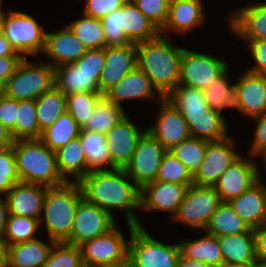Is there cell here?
I'll use <instances>...</instances> for the list:
<instances>
[{"mask_svg":"<svg viewBox=\"0 0 266 267\" xmlns=\"http://www.w3.org/2000/svg\"><path fill=\"white\" fill-rule=\"evenodd\" d=\"M125 168L89 172L80 182L83 198L111 212L124 210L127 223L143 227L133 210H141V188L129 181Z\"/></svg>","mask_w":266,"mask_h":267,"instance_id":"6da1fadb","label":"cell"},{"mask_svg":"<svg viewBox=\"0 0 266 267\" xmlns=\"http://www.w3.org/2000/svg\"><path fill=\"white\" fill-rule=\"evenodd\" d=\"M137 66L165 98L179 85L184 48L173 45L167 35L136 44Z\"/></svg>","mask_w":266,"mask_h":267,"instance_id":"7a4b0ae2","label":"cell"},{"mask_svg":"<svg viewBox=\"0 0 266 267\" xmlns=\"http://www.w3.org/2000/svg\"><path fill=\"white\" fill-rule=\"evenodd\" d=\"M165 98L183 114L191 137L209 142L228 137L226 120L209 108L203 90L178 85Z\"/></svg>","mask_w":266,"mask_h":267,"instance_id":"3957f363","label":"cell"},{"mask_svg":"<svg viewBox=\"0 0 266 267\" xmlns=\"http://www.w3.org/2000/svg\"><path fill=\"white\" fill-rule=\"evenodd\" d=\"M12 147L20 182L47 188L66 183L58 171L55 151L40 139L15 140Z\"/></svg>","mask_w":266,"mask_h":267,"instance_id":"277c9868","label":"cell"},{"mask_svg":"<svg viewBox=\"0 0 266 267\" xmlns=\"http://www.w3.org/2000/svg\"><path fill=\"white\" fill-rule=\"evenodd\" d=\"M83 193L79 182H66L47 188L40 219L47 229L49 240L66 242L71 235L75 213Z\"/></svg>","mask_w":266,"mask_h":267,"instance_id":"5b68a950","label":"cell"},{"mask_svg":"<svg viewBox=\"0 0 266 267\" xmlns=\"http://www.w3.org/2000/svg\"><path fill=\"white\" fill-rule=\"evenodd\" d=\"M54 86L53 66L35 65L23 57L1 92L17 101L36 100Z\"/></svg>","mask_w":266,"mask_h":267,"instance_id":"8992f818","label":"cell"},{"mask_svg":"<svg viewBox=\"0 0 266 267\" xmlns=\"http://www.w3.org/2000/svg\"><path fill=\"white\" fill-rule=\"evenodd\" d=\"M128 228V259L135 267H176L181 255L179 243L163 244L153 239L143 227L128 223Z\"/></svg>","mask_w":266,"mask_h":267,"instance_id":"52a82bcc","label":"cell"},{"mask_svg":"<svg viewBox=\"0 0 266 267\" xmlns=\"http://www.w3.org/2000/svg\"><path fill=\"white\" fill-rule=\"evenodd\" d=\"M2 34L20 55H37L45 48V31L32 16L23 12L11 11L5 15Z\"/></svg>","mask_w":266,"mask_h":267,"instance_id":"ba28073f","label":"cell"},{"mask_svg":"<svg viewBox=\"0 0 266 267\" xmlns=\"http://www.w3.org/2000/svg\"><path fill=\"white\" fill-rule=\"evenodd\" d=\"M215 187L192 184L173 219L194 229L205 230L212 215L221 203Z\"/></svg>","mask_w":266,"mask_h":267,"instance_id":"9c48e42d","label":"cell"},{"mask_svg":"<svg viewBox=\"0 0 266 267\" xmlns=\"http://www.w3.org/2000/svg\"><path fill=\"white\" fill-rule=\"evenodd\" d=\"M86 267H104L122 263L128 259L129 243L116 225L107 233L79 246Z\"/></svg>","mask_w":266,"mask_h":267,"instance_id":"30bf717a","label":"cell"},{"mask_svg":"<svg viewBox=\"0 0 266 267\" xmlns=\"http://www.w3.org/2000/svg\"><path fill=\"white\" fill-rule=\"evenodd\" d=\"M228 67L221 59L184 48L179 85L204 90L221 77Z\"/></svg>","mask_w":266,"mask_h":267,"instance_id":"8fae6325","label":"cell"},{"mask_svg":"<svg viewBox=\"0 0 266 267\" xmlns=\"http://www.w3.org/2000/svg\"><path fill=\"white\" fill-rule=\"evenodd\" d=\"M167 150L146 130L138 140L131 162L125 167L130 179L141 189L156 181Z\"/></svg>","mask_w":266,"mask_h":267,"instance_id":"7c38bea8","label":"cell"},{"mask_svg":"<svg viewBox=\"0 0 266 267\" xmlns=\"http://www.w3.org/2000/svg\"><path fill=\"white\" fill-rule=\"evenodd\" d=\"M116 224L114 216L82 198L75 213L70 238L65 243L80 246L107 233Z\"/></svg>","mask_w":266,"mask_h":267,"instance_id":"4fadbf2b","label":"cell"},{"mask_svg":"<svg viewBox=\"0 0 266 267\" xmlns=\"http://www.w3.org/2000/svg\"><path fill=\"white\" fill-rule=\"evenodd\" d=\"M234 146L229 136L220 141H207L203 162L194 175V184L214 187L220 176L241 156Z\"/></svg>","mask_w":266,"mask_h":267,"instance_id":"5bb4252c","label":"cell"},{"mask_svg":"<svg viewBox=\"0 0 266 267\" xmlns=\"http://www.w3.org/2000/svg\"><path fill=\"white\" fill-rule=\"evenodd\" d=\"M161 101L156 124L148 130L156 140L169 151L175 145L191 137L189 126L183 114L166 98Z\"/></svg>","mask_w":266,"mask_h":267,"instance_id":"9a60e30c","label":"cell"},{"mask_svg":"<svg viewBox=\"0 0 266 267\" xmlns=\"http://www.w3.org/2000/svg\"><path fill=\"white\" fill-rule=\"evenodd\" d=\"M137 67L136 44L105 47V64L99 78V92L105 94Z\"/></svg>","mask_w":266,"mask_h":267,"instance_id":"2e32d148","label":"cell"},{"mask_svg":"<svg viewBox=\"0 0 266 267\" xmlns=\"http://www.w3.org/2000/svg\"><path fill=\"white\" fill-rule=\"evenodd\" d=\"M259 171L255 162L240 156L220 176L214 186L221 201L230 202L248 190L260 179Z\"/></svg>","mask_w":266,"mask_h":267,"instance_id":"e0dca14e","label":"cell"},{"mask_svg":"<svg viewBox=\"0 0 266 267\" xmlns=\"http://www.w3.org/2000/svg\"><path fill=\"white\" fill-rule=\"evenodd\" d=\"M145 131L125 116L106 134L112 164L116 168H125L131 162L138 140Z\"/></svg>","mask_w":266,"mask_h":267,"instance_id":"ac0fdd59","label":"cell"},{"mask_svg":"<svg viewBox=\"0 0 266 267\" xmlns=\"http://www.w3.org/2000/svg\"><path fill=\"white\" fill-rule=\"evenodd\" d=\"M187 185L153 181L141 189V209L162 210L176 214L184 201Z\"/></svg>","mask_w":266,"mask_h":267,"instance_id":"d6986e66","label":"cell"},{"mask_svg":"<svg viewBox=\"0 0 266 267\" xmlns=\"http://www.w3.org/2000/svg\"><path fill=\"white\" fill-rule=\"evenodd\" d=\"M87 50L66 25L59 31L46 33L45 48L42 53L51 58L49 64L55 68L64 64L75 63Z\"/></svg>","mask_w":266,"mask_h":267,"instance_id":"ffe728a7","label":"cell"},{"mask_svg":"<svg viewBox=\"0 0 266 267\" xmlns=\"http://www.w3.org/2000/svg\"><path fill=\"white\" fill-rule=\"evenodd\" d=\"M47 187L18 182L6 194L9 214L25 216L40 221Z\"/></svg>","mask_w":266,"mask_h":267,"instance_id":"44dd1931","label":"cell"},{"mask_svg":"<svg viewBox=\"0 0 266 267\" xmlns=\"http://www.w3.org/2000/svg\"><path fill=\"white\" fill-rule=\"evenodd\" d=\"M243 115L255 118L266 113V75L246 71L236 83Z\"/></svg>","mask_w":266,"mask_h":267,"instance_id":"7402d4cb","label":"cell"},{"mask_svg":"<svg viewBox=\"0 0 266 267\" xmlns=\"http://www.w3.org/2000/svg\"><path fill=\"white\" fill-rule=\"evenodd\" d=\"M230 15V28L244 41L266 40V2L238 8Z\"/></svg>","mask_w":266,"mask_h":267,"instance_id":"603a6c76","label":"cell"},{"mask_svg":"<svg viewBox=\"0 0 266 267\" xmlns=\"http://www.w3.org/2000/svg\"><path fill=\"white\" fill-rule=\"evenodd\" d=\"M157 92V93H156ZM164 97L153 86L151 79L137 66L104 95L113 103L122 106L123 100Z\"/></svg>","mask_w":266,"mask_h":267,"instance_id":"cb8c5ba5","label":"cell"},{"mask_svg":"<svg viewBox=\"0 0 266 267\" xmlns=\"http://www.w3.org/2000/svg\"><path fill=\"white\" fill-rule=\"evenodd\" d=\"M260 181L230 201L236 213L251 229L266 223V185Z\"/></svg>","mask_w":266,"mask_h":267,"instance_id":"d4e9b609","label":"cell"},{"mask_svg":"<svg viewBox=\"0 0 266 267\" xmlns=\"http://www.w3.org/2000/svg\"><path fill=\"white\" fill-rule=\"evenodd\" d=\"M203 5L201 0H170L168 19L160 34L168 30L186 34L199 26L205 19Z\"/></svg>","mask_w":266,"mask_h":267,"instance_id":"484cf974","label":"cell"},{"mask_svg":"<svg viewBox=\"0 0 266 267\" xmlns=\"http://www.w3.org/2000/svg\"><path fill=\"white\" fill-rule=\"evenodd\" d=\"M120 28L123 29L127 39L134 44L153 39L160 34L156 26L132 0H127L120 8Z\"/></svg>","mask_w":266,"mask_h":267,"instance_id":"4316f807","label":"cell"},{"mask_svg":"<svg viewBox=\"0 0 266 267\" xmlns=\"http://www.w3.org/2000/svg\"><path fill=\"white\" fill-rule=\"evenodd\" d=\"M55 87L64 95L78 92H99V78L95 73H87L75 63L54 68Z\"/></svg>","mask_w":266,"mask_h":267,"instance_id":"83f0119b","label":"cell"},{"mask_svg":"<svg viewBox=\"0 0 266 267\" xmlns=\"http://www.w3.org/2000/svg\"><path fill=\"white\" fill-rule=\"evenodd\" d=\"M224 264L259 263L255 253V237L253 232L218 237Z\"/></svg>","mask_w":266,"mask_h":267,"instance_id":"f1b7e54d","label":"cell"},{"mask_svg":"<svg viewBox=\"0 0 266 267\" xmlns=\"http://www.w3.org/2000/svg\"><path fill=\"white\" fill-rule=\"evenodd\" d=\"M56 153L57 168L62 178L70 182L68 177L73 176V182H80L87 175V160L79 137L69 141Z\"/></svg>","mask_w":266,"mask_h":267,"instance_id":"f546056e","label":"cell"},{"mask_svg":"<svg viewBox=\"0 0 266 267\" xmlns=\"http://www.w3.org/2000/svg\"><path fill=\"white\" fill-rule=\"evenodd\" d=\"M49 241L51 245L38 239L9 245L8 267H44L56 243Z\"/></svg>","mask_w":266,"mask_h":267,"instance_id":"4dcf8cb0","label":"cell"},{"mask_svg":"<svg viewBox=\"0 0 266 267\" xmlns=\"http://www.w3.org/2000/svg\"><path fill=\"white\" fill-rule=\"evenodd\" d=\"M79 139L87 160V174L93 171L116 169L112 164L105 134L81 129ZM106 165L111 169L103 168Z\"/></svg>","mask_w":266,"mask_h":267,"instance_id":"1f68e13d","label":"cell"},{"mask_svg":"<svg viewBox=\"0 0 266 267\" xmlns=\"http://www.w3.org/2000/svg\"><path fill=\"white\" fill-rule=\"evenodd\" d=\"M179 245L184 258L205 262L214 267H222L224 264L218 237L206 233L200 239L185 240Z\"/></svg>","mask_w":266,"mask_h":267,"instance_id":"d6a6232c","label":"cell"},{"mask_svg":"<svg viewBox=\"0 0 266 267\" xmlns=\"http://www.w3.org/2000/svg\"><path fill=\"white\" fill-rule=\"evenodd\" d=\"M205 230L207 234L215 237L253 232L236 213L231 203L224 201L219 204Z\"/></svg>","mask_w":266,"mask_h":267,"instance_id":"836d02e7","label":"cell"},{"mask_svg":"<svg viewBox=\"0 0 266 267\" xmlns=\"http://www.w3.org/2000/svg\"><path fill=\"white\" fill-rule=\"evenodd\" d=\"M125 116L122 106L111 102L104 95L81 129L106 135Z\"/></svg>","mask_w":266,"mask_h":267,"instance_id":"e575fe53","label":"cell"},{"mask_svg":"<svg viewBox=\"0 0 266 267\" xmlns=\"http://www.w3.org/2000/svg\"><path fill=\"white\" fill-rule=\"evenodd\" d=\"M81 127L68 113L60 117L48 128L42 131L40 140L52 151H57L69 141L79 137Z\"/></svg>","mask_w":266,"mask_h":267,"instance_id":"d590c367","label":"cell"},{"mask_svg":"<svg viewBox=\"0 0 266 267\" xmlns=\"http://www.w3.org/2000/svg\"><path fill=\"white\" fill-rule=\"evenodd\" d=\"M35 101L38 127L41 132L50 127L60 115L67 112L66 95L55 86Z\"/></svg>","mask_w":266,"mask_h":267,"instance_id":"8d00e7d4","label":"cell"},{"mask_svg":"<svg viewBox=\"0 0 266 267\" xmlns=\"http://www.w3.org/2000/svg\"><path fill=\"white\" fill-rule=\"evenodd\" d=\"M228 70L208 88L204 89V96L209 108L219 112L225 108H236L241 113V106L236 93V83L230 85L227 79Z\"/></svg>","mask_w":266,"mask_h":267,"instance_id":"74e56055","label":"cell"},{"mask_svg":"<svg viewBox=\"0 0 266 267\" xmlns=\"http://www.w3.org/2000/svg\"><path fill=\"white\" fill-rule=\"evenodd\" d=\"M35 100L18 101L15 128L11 131L14 140L40 139Z\"/></svg>","mask_w":266,"mask_h":267,"instance_id":"f35d334b","label":"cell"},{"mask_svg":"<svg viewBox=\"0 0 266 267\" xmlns=\"http://www.w3.org/2000/svg\"><path fill=\"white\" fill-rule=\"evenodd\" d=\"M83 17L67 25L87 49L105 48V33L101 19L82 14Z\"/></svg>","mask_w":266,"mask_h":267,"instance_id":"ab89813d","label":"cell"},{"mask_svg":"<svg viewBox=\"0 0 266 267\" xmlns=\"http://www.w3.org/2000/svg\"><path fill=\"white\" fill-rule=\"evenodd\" d=\"M207 141L196 137H190L175 145L169 151L187 167L194 176L203 162Z\"/></svg>","mask_w":266,"mask_h":267,"instance_id":"60d3db41","label":"cell"},{"mask_svg":"<svg viewBox=\"0 0 266 267\" xmlns=\"http://www.w3.org/2000/svg\"><path fill=\"white\" fill-rule=\"evenodd\" d=\"M40 221L25 216L8 215L4 239L9 245L37 239L34 234L39 231Z\"/></svg>","mask_w":266,"mask_h":267,"instance_id":"b9f144b4","label":"cell"},{"mask_svg":"<svg viewBox=\"0 0 266 267\" xmlns=\"http://www.w3.org/2000/svg\"><path fill=\"white\" fill-rule=\"evenodd\" d=\"M103 96L104 94L100 92H78L67 95V112L82 128Z\"/></svg>","mask_w":266,"mask_h":267,"instance_id":"7bdbcfd3","label":"cell"},{"mask_svg":"<svg viewBox=\"0 0 266 267\" xmlns=\"http://www.w3.org/2000/svg\"><path fill=\"white\" fill-rule=\"evenodd\" d=\"M157 181L172 182L189 187L194 183V176L172 152L167 151L163 156L157 175Z\"/></svg>","mask_w":266,"mask_h":267,"instance_id":"ee69618b","label":"cell"},{"mask_svg":"<svg viewBox=\"0 0 266 267\" xmlns=\"http://www.w3.org/2000/svg\"><path fill=\"white\" fill-rule=\"evenodd\" d=\"M44 267H84L79 246L55 243Z\"/></svg>","mask_w":266,"mask_h":267,"instance_id":"f6af8a7d","label":"cell"},{"mask_svg":"<svg viewBox=\"0 0 266 267\" xmlns=\"http://www.w3.org/2000/svg\"><path fill=\"white\" fill-rule=\"evenodd\" d=\"M20 182L13 147L0 149V194H6Z\"/></svg>","mask_w":266,"mask_h":267,"instance_id":"bcb514c9","label":"cell"},{"mask_svg":"<svg viewBox=\"0 0 266 267\" xmlns=\"http://www.w3.org/2000/svg\"><path fill=\"white\" fill-rule=\"evenodd\" d=\"M139 10L161 31L167 22L170 0H132Z\"/></svg>","mask_w":266,"mask_h":267,"instance_id":"7dc6e473","label":"cell"},{"mask_svg":"<svg viewBox=\"0 0 266 267\" xmlns=\"http://www.w3.org/2000/svg\"><path fill=\"white\" fill-rule=\"evenodd\" d=\"M105 33V47L131 43L120 28V8L101 19Z\"/></svg>","mask_w":266,"mask_h":267,"instance_id":"c3c4849f","label":"cell"},{"mask_svg":"<svg viewBox=\"0 0 266 267\" xmlns=\"http://www.w3.org/2000/svg\"><path fill=\"white\" fill-rule=\"evenodd\" d=\"M75 64L87 73H95V78H100L105 64V48L88 49Z\"/></svg>","mask_w":266,"mask_h":267,"instance_id":"681fc988","label":"cell"},{"mask_svg":"<svg viewBox=\"0 0 266 267\" xmlns=\"http://www.w3.org/2000/svg\"><path fill=\"white\" fill-rule=\"evenodd\" d=\"M82 14L102 19L111 12L121 8L127 0H85Z\"/></svg>","mask_w":266,"mask_h":267,"instance_id":"f907efd6","label":"cell"},{"mask_svg":"<svg viewBox=\"0 0 266 267\" xmlns=\"http://www.w3.org/2000/svg\"><path fill=\"white\" fill-rule=\"evenodd\" d=\"M18 101L0 93V122L12 131L17 118Z\"/></svg>","mask_w":266,"mask_h":267,"instance_id":"816d5d0a","label":"cell"},{"mask_svg":"<svg viewBox=\"0 0 266 267\" xmlns=\"http://www.w3.org/2000/svg\"><path fill=\"white\" fill-rule=\"evenodd\" d=\"M253 119L257 122V125L249 154L257 157L266 153V113Z\"/></svg>","mask_w":266,"mask_h":267,"instance_id":"f5cc1de1","label":"cell"},{"mask_svg":"<svg viewBox=\"0 0 266 267\" xmlns=\"http://www.w3.org/2000/svg\"><path fill=\"white\" fill-rule=\"evenodd\" d=\"M249 51L256 65L248 71L256 74L266 75V40L247 41Z\"/></svg>","mask_w":266,"mask_h":267,"instance_id":"db71d44e","label":"cell"},{"mask_svg":"<svg viewBox=\"0 0 266 267\" xmlns=\"http://www.w3.org/2000/svg\"><path fill=\"white\" fill-rule=\"evenodd\" d=\"M23 56H4L0 57V88L2 89L9 78L14 74Z\"/></svg>","mask_w":266,"mask_h":267,"instance_id":"11a10c76","label":"cell"},{"mask_svg":"<svg viewBox=\"0 0 266 267\" xmlns=\"http://www.w3.org/2000/svg\"><path fill=\"white\" fill-rule=\"evenodd\" d=\"M253 230L255 237V253L258 262L266 259V223Z\"/></svg>","mask_w":266,"mask_h":267,"instance_id":"9f6ffc18","label":"cell"},{"mask_svg":"<svg viewBox=\"0 0 266 267\" xmlns=\"http://www.w3.org/2000/svg\"><path fill=\"white\" fill-rule=\"evenodd\" d=\"M14 141L11 131L0 122V149L12 147Z\"/></svg>","mask_w":266,"mask_h":267,"instance_id":"6f0895ef","label":"cell"},{"mask_svg":"<svg viewBox=\"0 0 266 267\" xmlns=\"http://www.w3.org/2000/svg\"><path fill=\"white\" fill-rule=\"evenodd\" d=\"M9 210L5 198L0 196V238L4 237Z\"/></svg>","mask_w":266,"mask_h":267,"instance_id":"680465c9","label":"cell"},{"mask_svg":"<svg viewBox=\"0 0 266 267\" xmlns=\"http://www.w3.org/2000/svg\"><path fill=\"white\" fill-rule=\"evenodd\" d=\"M4 56H21L10 45L9 41L0 33V57Z\"/></svg>","mask_w":266,"mask_h":267,"instance_id":"91938a15","label":"cell"},{"mask_svg":"<svg viewBox=\"0 0 266 267\" xmlns=\"http://www.w3.org/2000/svg\"><path fill=\"white\" fill-rule=\"evenodd\" d=\"M176 267H214V266L205 262L194 261L188 258H184L182 255H180Z\"/></svg>","mask_w":266,"mask_h":267,"instance_id":"94428289","label":"cell"},{"mask_svg":"<svg viewBox=\"0 0 266 267\" xmlns=\"http://www.w3.org/2000/svg\"><path fill=\"white\" fill-rule=\"evenodd\" d=\"M8 255H9V244L4 239L0 238V267H8Z\"/></svg>","mask_w":266,"mask_h":267,"instance_id":"6125c7cd","label":"cell"},{"mask_svg":"<svg viewBox=\"0 0 266 267\" xmlns=\"http://www.w3.org/2000/svg\"><path fill=\"white\" fill-rule=\"evenodd\" d=\"M260 263H248V264H240V263H229L223 264L222 267H258Z\"/></svg>","mask_w":266,"mask_h":267,"instance_id":"be15d7a7","label":"cell"},{"mask_svg":"<svg viewBox=\"0 0 266 267\" xmlns=\"http://www.w3.org/2000/svg\"><path fill=\"white\" fill-rule=\"evenodd\" d=\"M104 267H135V266L129 259H127L126 261L122 263L112 265V266H104Z\"/></svg>","mask_w":266,"mask_h":267,"instance_id":"e7e4bbea","label":"cell"},{"mask_svg":"<svg viewBox=\"0 0 266 267\" xmlns=\"http://www.w3.org/2000/svg\"><path fill=\"white\" fill-rule=\"evenodd\" d=\"M6 13L4 12V10H2V8H0V33H2V27H3V21L5 18Z\"/></svg>","mask_w":266,"mask_h":267,"instance_id":"03108f58","label":"cell"},{"mask_svg":"<svg viewBox=\"0 0 266 267\" xmlns=\"http://www.w3.org/2000/svg\"><path fill=\"white\" fill-rule=\"evenodd\" d=\"M262 157H263V158H262ZM261 158L264 160L263 162H264L265 171H266V153L263 154V155L261 156Z\"/></svg>","mask_w":266,"mask_h":267,"instance_id":"003e7915","label":"cell"},{"mask_svg":"<svg viewBox=\"0 0 266 267\" xmlns=\"http://www.w3.org/2000/svg\"><path fill=\"white\" fill-rule=\"evenodd\" d=\"M260 265H261L262 267H266V259H265V260H262V261L260 262Z\"/></svg>","mask_w":266,"mask_h":267,"instance_id":"a7ac6f4b","label":"cell"},{"mask_svg":"<svg viewBox=\"0 0 266 267\" xmlns=\"http://www.w3.org/2000/svg\"><path fill=\"white\" fill-rule=\"evenodd\" d=\"M2 5H3V4H2V0H0V8H2Z\"/></svg>","mask_w":266,"mask_h":267,"instance_id":"89a4df30","label":"cell"}]
</instances>
